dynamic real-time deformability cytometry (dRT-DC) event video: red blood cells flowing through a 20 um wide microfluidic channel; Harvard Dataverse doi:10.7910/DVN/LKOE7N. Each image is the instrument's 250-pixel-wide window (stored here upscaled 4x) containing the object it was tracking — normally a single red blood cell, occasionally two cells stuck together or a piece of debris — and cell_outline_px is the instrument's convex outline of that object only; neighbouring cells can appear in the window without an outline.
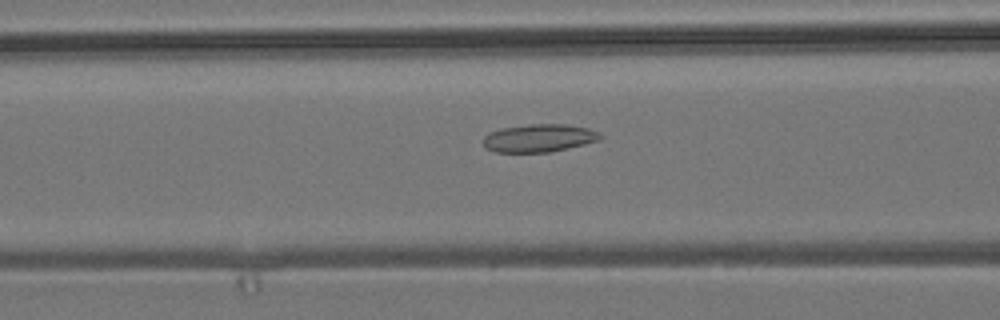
{"species": "common noctule bat (a hibernating species)", "species_latin": "Nyctalus noctula", "temperature_condition": "room temperature", "stored_images_in_passage": 50, "camera_frame_rate_fps": 3000, "um_per_image_px": 0.085, "animal": {"sex": "male", "body_mass_g": 19.2, "forearm_length_mm": 51.8}, "frame": {"image": 1, "passage_image": 18, "time_ms": 5.667, "image_size_px": [1000, 320], "cell_outline_px": [[604, 136], [600, 140], [584, 144], [548, 152], [496, 152], [484, 148], [484, 136], [488, 132], [500, 128], [528, 124], [564, 124], [588, 128], [600, 132]], "centroid_in_image_um": [45.81, 11.73], "position_along_channel_um": 120.8, "area_um2": 19.13}}
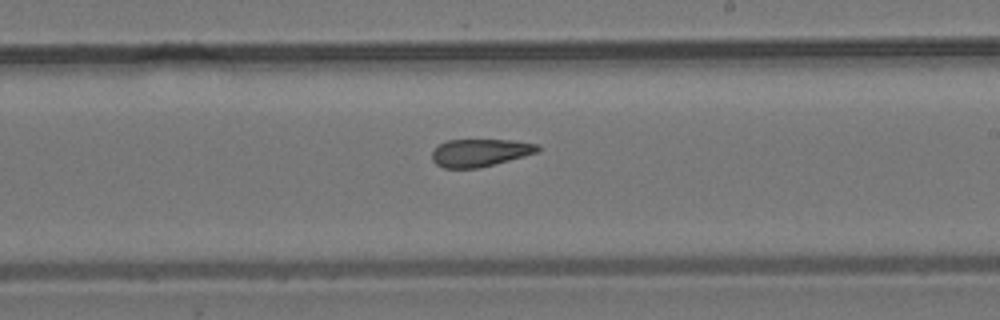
{"frame": {"image": 2, "passage_image": 28, "time_ms": 9.0, "image_size_px": [1000, 320], "cell_outline_px": [[540, 148], [536, 152], [524, 156], [480, 168], [444, 168], [436, 164], [432, 160], [432, 152], [440, 144], [448, 140], [512, 140], [540, 144]], "centroid_in_image_um": [40.81, 12.98], "position_along_channel_um": 248.2, "area_um2": 16.94}}
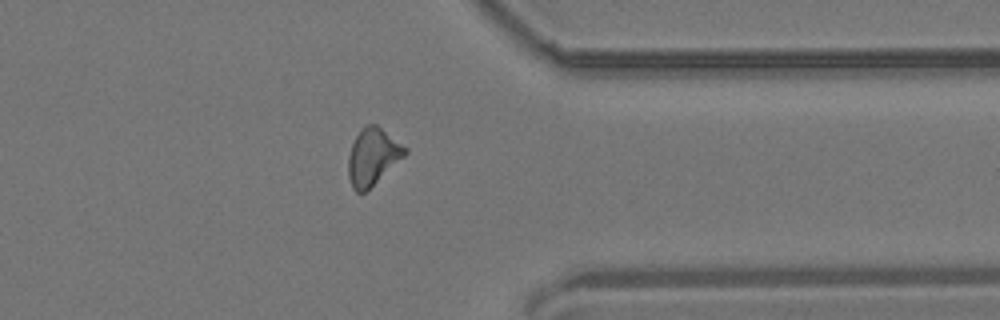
{"frame": {"image": 3, "passage_image": 39, "time_ms": 12.667, "image_size_px": [1000, 320], "cell_outline_px": [[408, 152], [404, 156], [364, 192], [356, 192], [352, 188], [348, 176], [348, 156], [352, 144], [356, 136], [368, 124], [376, 124], [408, 148]], "centroid_in_image_um": [31.67, 13.31], "position_along_channel_um": 379.7, "area_um2": 18.32}, "authors_computed_cell_mechanics": {"area_um2": 18.4671, "velocity_mm_per_s": 3.8213, "shape_relaxation_time_tau1_ms": null, "shape_relaxation_time_tau2_ms": 2.8468, "deformation_change_tau1": null, "deformation_change_tau2": 0.1067}}